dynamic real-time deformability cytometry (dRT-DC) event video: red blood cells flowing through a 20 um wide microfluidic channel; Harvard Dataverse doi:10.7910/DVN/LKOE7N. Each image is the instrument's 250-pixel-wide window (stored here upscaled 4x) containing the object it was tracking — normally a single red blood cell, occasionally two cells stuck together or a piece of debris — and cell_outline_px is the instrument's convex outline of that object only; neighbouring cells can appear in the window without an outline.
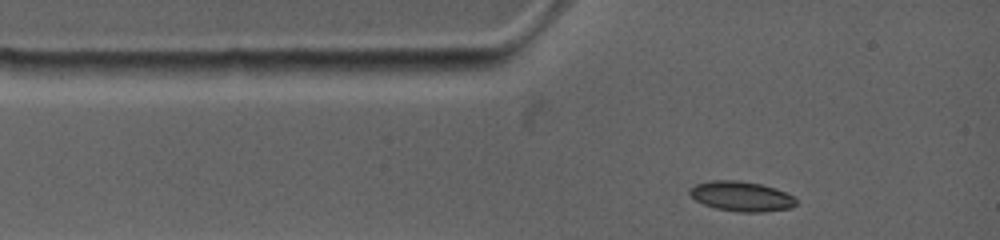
{"species": "common noctule bat (a hibernating species)", "species_latin": "Nyctalus noctula", "temperature_condition": "warm", "stored_images_in_passage": 25, "camera_frame_rate_fps": 4500, "um_per_image_px": 0.085, "animal": {"sex": "female", "body_mass_g": 19.0, "forearm_length_mm": 53.3}, "frame": {"image": 1, "passage_image": 1, "time_ms": 0.0, "image_size_px": [1000, 240], "cell_outline_px": [[796, 204], [788, 208], [760, 212], [740, 212], [716, 208], [704, 204], [696, 200], [688, 192], [688, 188], [696, 184], [712, 180], [736, 180], [760, 184], [776, 188], [796, 196]], "centroid_in_image_um": [63.02, 16.67], "position_along_channel_um": 22.0, "area_um2": 18.5}}
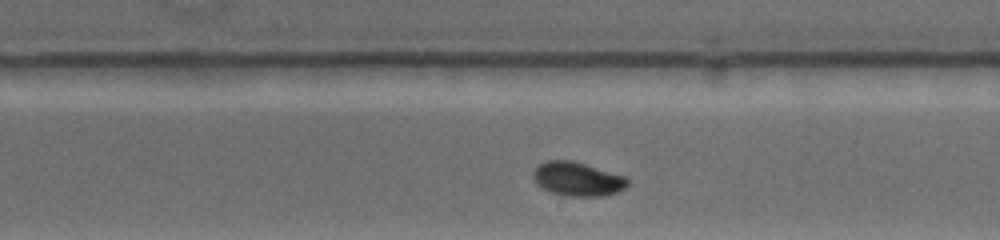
{"frame": {"image": 2, "passage_image": 15, "time_ms": 6.0, "image_size_px": [1000, 240], "cell_outline_px": [[628, 184], [624, 188], [616, 192], [604, 196], [564, 196], [548, 192], [540, 188], [532, 180], [532, 172], [540, 164], [552, 160], [568, 160], [624, 176], [628, 180]], "centroid_in_image_um": [49.01, 15.25], "position_along_channel_um": 240.0, "area_um2": 18.5}}
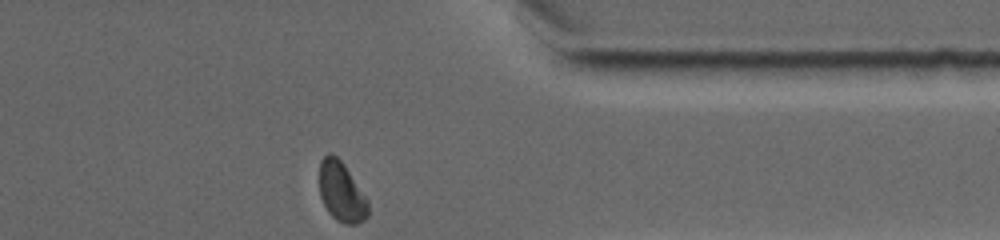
{"frame": {"image": 3, "passage_image": 25, "time_ms": 10.0, "image_size_px": [1000, 240], "cell_outline_px": [[368, 216], [364, 220], [356, 224], [344, 224], [336, 220], [328, 212], [320, 196], [320, 160], [328, 152], [336, 156], [344, 164], [368, 200]], "centroid_in_image_um": [29.02, 16.32], "position_along_channel_um": 382.4, "area_um2": 16.94}, "authors_computed_cell_mechanics": {"area_um2": 18.1492, "velocity_mm_per_s": 3.8386, "shape_relaxation_time_tau1_ms": 3.8206, "shape_relaxation_time_tau2_ms": null, "deformation_change_tau1": 0.1553, "deformation_change_tau2": null}}